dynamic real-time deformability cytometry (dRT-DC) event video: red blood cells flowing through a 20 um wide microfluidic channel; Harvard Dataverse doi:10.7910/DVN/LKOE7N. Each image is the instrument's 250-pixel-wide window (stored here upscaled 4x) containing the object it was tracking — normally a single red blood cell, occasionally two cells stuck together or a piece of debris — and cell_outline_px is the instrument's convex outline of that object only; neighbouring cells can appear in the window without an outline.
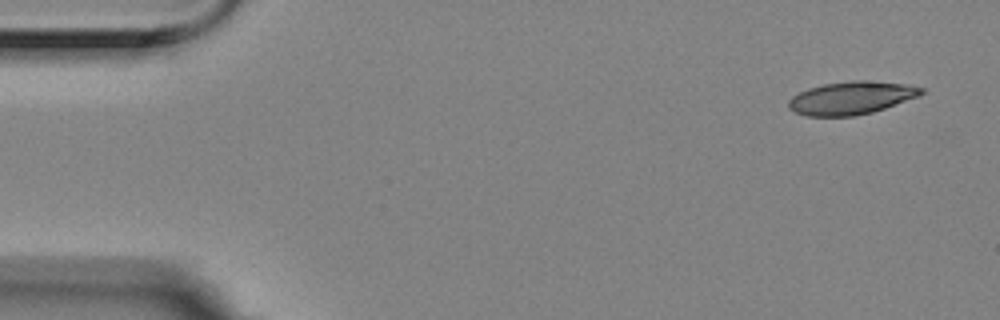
{"species": "Egyptian fruit bat (a non-hibernating species)", "species_latin": "Rousettus aegyptiacus", "temperature_condition": "room temperature", "stored_images_in_passage": 6, "camera_frame_rate_fps": 3000, "um_per_image_px": 0.085, "animal": {"sex": "female"}, "frame": {"image": 1, "passage_image": 1, "time_ms": 0.0, "image_size_px": [1000, 320], "cell_outline_px": [[924, 92], [920, 96], [872, 112], [856, 116], [808, 116], [796, 112], [788, 108], [788, 100], [792, 96], [808, 88], [824, 84], [852, 80], [864, 80], [908, 84], [924, 88]], "centroid_in_image_um": [72.37, 8.32], "position_along_channel_um": 12.6, "area_um2": 25.49}}
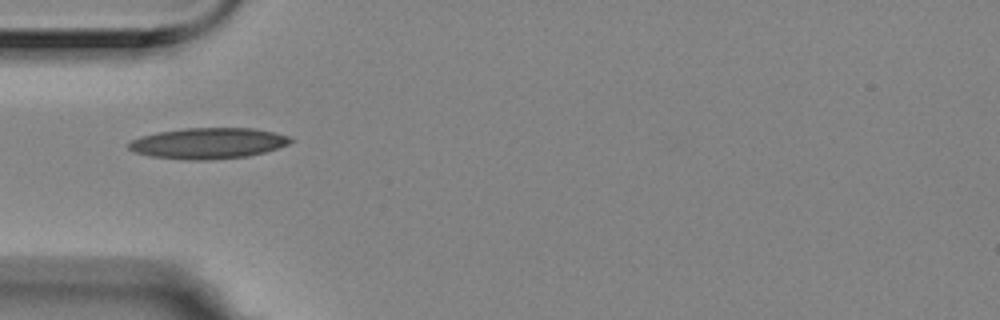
{"frame": {"image": 2, "passage_image": 5, "time_ms": 1.333, "image_size_px": [1000, 320], "cell_outline_px": [[292, 140], [288, 144], [264, 152], [248, 156], [208, 160], [192, 160], [152, 156], [136, 152], [128, 148], [128, 144], [132, 140], [140, 136], [156, 132], [184, 128], [256, 128], [276, 132], [288, 136]], "centroid_in_image_um": [17.7, 12.16], "position_along_channel_um": 67.3, "area_um2": 29.02}}
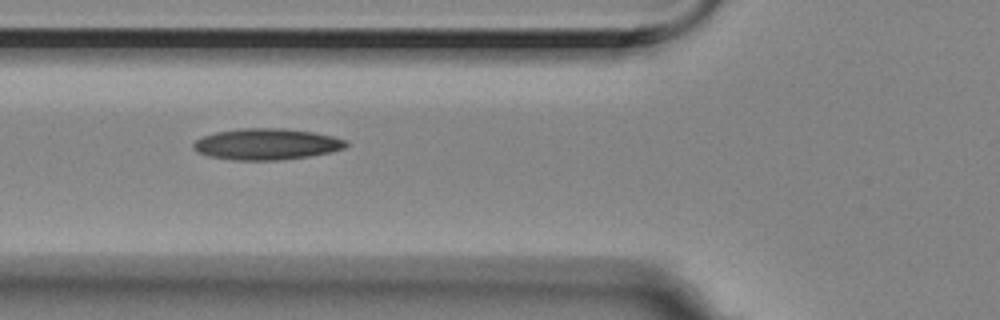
{"frame": {"image": 3, "passage_image": 6, "time_ms": 1.667, "image_size_px": [1000, 320], "cell_outline_px": [[348, 144], [344, 148], [332, 152], [308, 156], [280, 160], [232, 160], [208, 156], [196, 152], [192, 148], [192, 144], [196, 140], [204, 136], [216, 132], [240, 128], [284, 128], [312, 132], [332, 136], [348, 140]], "centroid_in_image_um": [22.64, 12.25], "position_along_channel_um": 103.2, "area_um2": 27.92}}